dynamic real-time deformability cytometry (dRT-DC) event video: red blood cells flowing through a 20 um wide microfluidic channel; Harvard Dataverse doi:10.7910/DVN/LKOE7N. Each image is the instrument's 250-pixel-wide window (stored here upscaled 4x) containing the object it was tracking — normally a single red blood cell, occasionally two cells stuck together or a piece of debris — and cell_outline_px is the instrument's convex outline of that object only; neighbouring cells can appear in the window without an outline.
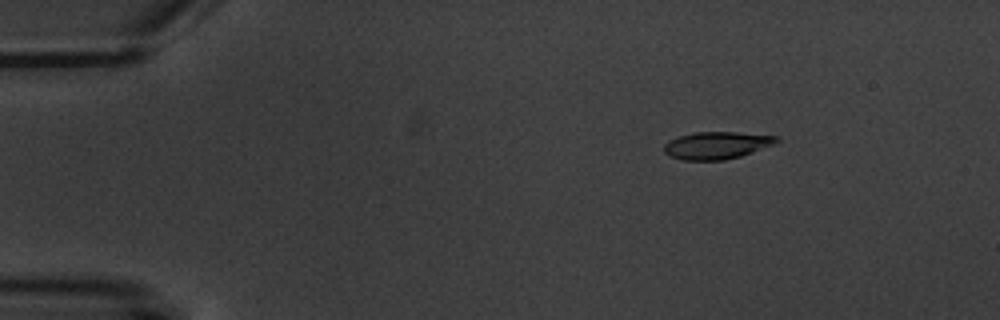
{"species": "common noctule bat (a hibernating species)", "species_latin": "Nyctalus noctula", "temperature_condition": "warm", "stored_images_in_passage": 7, "camera_frame_rate_fps": 3000, "um_per_image_px": 0.085, "animal": {"sex": "male", "body_mass_g": 20.1, "forearm_length_mm": 53.5}, "frame": {"image": 1, "passage_image": 3, "time_ms": 2.333, "image_size_px": [1000, 320], "cell_outline_px": [[780, 140], [772, 144], [752, 152], [740, 156], [724, 160], [684, 160], [672, 156], [664, 152], [664, 144], [668, 140], [692, 132], [736, 132], [780, 136]], "centroid_in_image_um": [60.91, 12.34], "position_along_channel_um": 24.1, "area_um2": 17.8}}
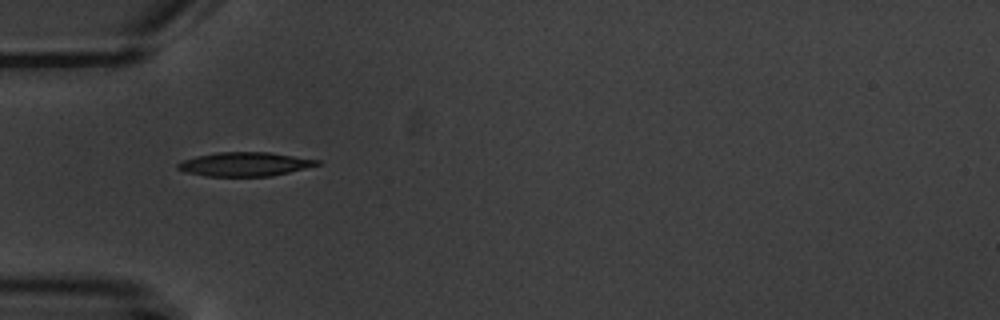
{"frame": {"image": 2, "passage_image": 6, "time_ms": 5.667, "image_size_px": [1000, 320], "cell_outline_px": [[320, 164], [272, 176], [204, 176], [184, 172], [176, 168], [176, 164], [180, 160], [196, 156], [216, 152], [268, 152], [320, 160]], "centroid_in_image_um": [20.72, 13.95], "position_along_channel_um": 64.3, "area_um2": 19.48}}